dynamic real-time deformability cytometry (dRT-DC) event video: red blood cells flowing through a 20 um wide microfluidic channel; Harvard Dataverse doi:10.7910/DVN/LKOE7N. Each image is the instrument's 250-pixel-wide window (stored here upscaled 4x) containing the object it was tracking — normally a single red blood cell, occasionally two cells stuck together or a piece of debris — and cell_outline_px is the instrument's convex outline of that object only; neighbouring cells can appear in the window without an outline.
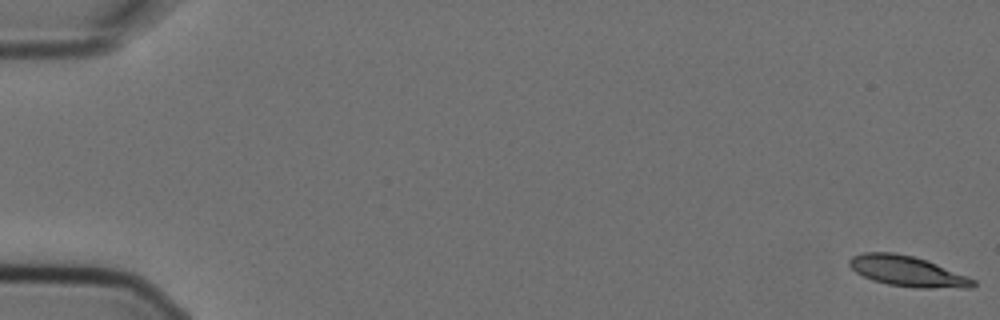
{"species": "Egyptian fruit bat (a non-hibernating species)", "species_latin": "Rousettus aegyptiacus", "temperature_condition": "cold", "stored_images_in_passage": 4, "camera_frame_rate_fps": 3000, "um_per_image_px": 0.085, "animal": {"sex": "female"}, "frame": {"image": 1, "passage_image": 1, "time_ms": 0.0, "image_size_px": [1000, 320], "cell_outline_px": [[976, 284], [972, 288], [916, 288], [888, 284], [872, 280], [856, 272], [848, 264], [848, 260], [852, 256], [864, 252], [892, 252], [912, 256], [928, 260], [968, 276], [976, 280]], "centroid_in_image_um": [77.16, 23.06], "position_along_channel_um": 7.8, "area_um2": 22.14}}